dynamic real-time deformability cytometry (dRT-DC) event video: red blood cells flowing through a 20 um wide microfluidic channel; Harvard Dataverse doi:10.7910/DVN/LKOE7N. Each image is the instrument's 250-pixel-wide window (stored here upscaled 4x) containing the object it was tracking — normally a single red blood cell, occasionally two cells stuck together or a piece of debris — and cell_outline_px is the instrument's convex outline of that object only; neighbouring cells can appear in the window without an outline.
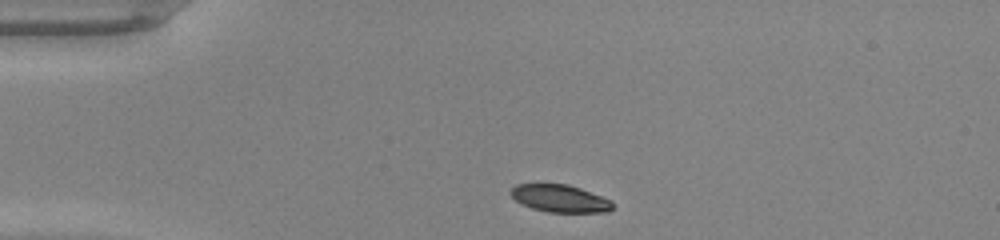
{"species": "common noctule bat (a hibernating species)", "species_latin": "Nyctalus noctula", "temperature_condition": "warm", "stored_images_in_passage": 38, "camera_frame_rate_fps": 3000, "um_per_image_px": 0.085, "animal": {"sex": "male", "body_mass_g": 20.0, "forearm_length_mm": 53.3}, "frame": {"image": 1, "passage_image": 1, "time_ms": 0.0, "image_size_px": [1000, 240], "cell_outline_px": [[616, 204], [608, 212], [548, 212], [532, 208], [516, 200], [508, 192], [516, 184], [568, 184], [580, 188], [612, 200]], "centroid_in_image_um": [47.63, 16.87], "position_along_channel_um": 37.4, "area_um2": 16.3}}
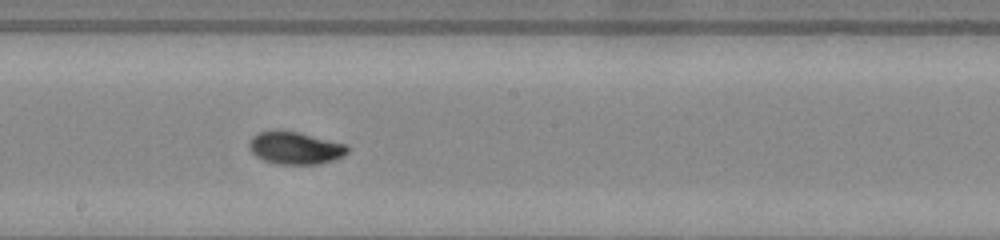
{"frame": {"image": 2, "passage_image": 17, "time_ms": 5.333, "image_size_px": [1000, 240], "cell_outline_px": [[348, 152], [336, 160], [316, 164], [276, 164], [264, 160], [256, 156], [248, 148], [248, 144], [252, 136], [260, 132], [296, 132], [348, 144]], "centroid_in_image_um": [25.11, 12.6], "position_along_channel_um": 223.1, "area_um2": 18.32}}
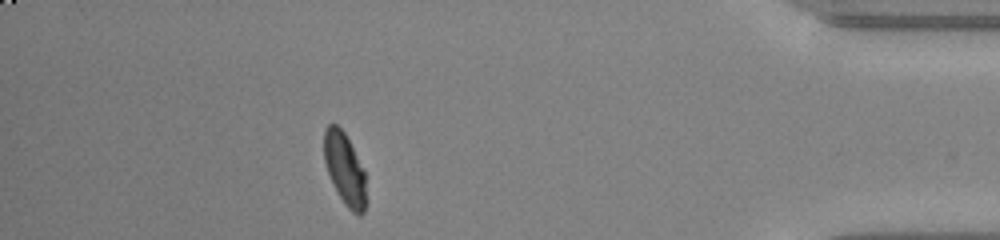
{"frame": {"image": 3, "passage_image": 33, "time_ms": 10.667, "image_size_px": [1000, 240], "cell_outline_px": [[364, 212], [360, 216], [356, 216], [344, 204], [328, 172], [324, 160], [324, 128], [328, 124], [336, 124], [344, 132], [364, 172]], "centroid_in_image_um": [29.27, 14.35], "position_along_channel_um": 405.9, "area_um2": 16.99}, "authors_computed_cell_mechanics": {"area_um2": 18.0336, "velocity_mm_per_s": 4.2754, "shape_relaxation_time_tau1_ms": 2.5235, "shape_relaxation_time_tau2_ms": 1.2027, "deformation_change_tau1": 0.1636, "deformation_change_tau2": 0.0246}}